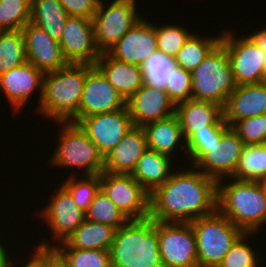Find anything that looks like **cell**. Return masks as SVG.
<instances>
[{
  "label": "cell",
  "instance_id": "cell-13",
  "mask_svg": "<svg viewBox=\"0 0 266 267\" xmlns=\"http://www.w3.org/2000/svg\"><path fill=\"white\" fill-rule=\"evenodd\" d=\"M123 108H126L124 97L95 65L87 64L86 81L77 112V122L88 116L110 113Z\"/></svg>",
  "mask_w": 266,
  "mask_h": 267
},
{
  "label": "cell",
  "instance_id": "cell-16",
  "mask_svg": "<svg viewBox=\"0 0 266 267\" xmlns=\"http://www.w3.org/2000/svg\"><path fill=\"white\" fill-rule=\"evenodd\" d=\"M243 141L230 127L218 143L208 147V152L194 165L206 176L219 181L232 178L239 163Z\"/></svg>",
  "mask_w": 266,
  "mask_h": 267
},
{
  "label": "cell",
  "instance_id": "cell-34",
  "mask_svg": "<svg viewBox=\"0 0 266 267\" xmlns=\"http://www.w3.org/2000/svg\"><path fill=\"white\" fill-rule=\"evenodd\" d=\"M68 177L62 186L71 194L74 203L86 213L100 189V177L99 175L83 176L81 179L74 173Z\"/></svg>",
  "mask_w": 266,
  "mask_h": 267
},
{
  "label": "cell",
  "instance_id": "cell-47",
  "mask_svg": "<svg viewBox=\"0 0 266 267\" xmlns=\"http://www.w3.org/2000/svg\"><path fill=\"white\" fill-rule=\"evenodd\" d=\"M258 183H259L260 186L262 187L263 192H264V195L266 196V177L260 179V180L258 181Z\"/></svg>",
  "mask_w": 266,
  "mask_h": 267
},
{
  "label": "cell",
  "instance_id": "cell-4",
  "mask_svg": "<svg viewBox=\"0 0 266 267\" xmlns=\"http://www.w3.org/2000/svg\"><path fill=\"white\" fill-rule=\"evenodd\" d=\"M109 252L112 267H162L158 222L129 220L116 230Z\"/></svg>",
  "mask_w": 266,
  "mask_h": 267
},
{
  "label": "cell",
  "instance_id": "cell-8",
  "mask_svg": "<svg viewBox=\"0 0 266 267\" xmlns=\"http://www.w3.org/2000/svg\"><path fill=\"white\" fill-rule=\"evenodd\" d=\"M142 17L136 0H113L110 4L101 0L92 19L99 52L110 50Z\"/></svg>",
  "mask_w": 266,
  "mask_h": 267
},
{
  "label": "cell",
  "instance_id": "cell-31",
  "mask_svg": "<svg viewBox=\"0 0 266 267\" xmlns=\"http://www.w3.org/2000/svg\"><path fill=\"white\" fill-rule=\"evenodd\" d=\"M266 177V144L244 145L232 177L240 181H259Z\"/></svg>",
  "mask_w": 266,
  "mask_h": 267
},
{
  "label": "cell",
  "instance_id": "cell-42",
  "mask_svg": "<svg viewBox=\"0 0 266 267\" xmlns=\"http://www.w3.org/2000/svg\"><path fill=\"white\" fill-rule=\"evenodd\" d=\"M69 16L85 17L92 20L101 0H59Z\"/></svg>",
  "mask_w": 266,
  "mask_h": 267
},
{
  "label": "cell",
  "instance_id": "cell-3",
  "mask_svg": "<svg viewBox=\"0 0 266 267\" xmlns=\"http://www.w3.org/2000/svg\"><path fill=\"white\" fill-rule=\"evenodd\" d=\"M227 179L228 183L225 178L217 181V210L244 233L258 232L266 224L262 187L258 181Z\"/></svg>",
  "mask_w": 266,
  "mask_h": 267
},
{
  "label": "cell",
  "instance_id": "cell-32",
  "mask_svg": "<svg viewBox=\"0 0 266 267\" xmlns=\"http://www.w3.org/2000/svg\"><path fill=\"white\" fill-rule=\"evenodd\" d=\"M26 61L22 31H3L0 35V75Z\"/></svg>",
  "mask_w": 266,
  "mask_h": 267
},
{
  "label": "cell",
  "instance_id": "cell-12",
  "mask_svg": "<svg viewBox=\"0 0 266 267\" xmlns=\"http://www.w3.org/2000/svg\"><path fill=\"white\" fill-rule=\"evenodd\" d=\"M54 192L45 208L41 209V219L49 226L52 233V242L42 241L37 245L40 248H53L65 241L86 219L83 212L73 201L71 194L61 185ZM53 245H51V244Z\"/></svg>",
  "mask_w": 266,
  "mask_h": 267
},
{
  "label": "cell",
  "instance_id": "cell-5",
  "mask_svg": "<svg viewBox=\"0 0 266 267\" xmlns=\"http://www.w3.org/2000/svg\"><path fill=\"white\" fill-rule=\"evenodd\" d=\"M192 99L216 103L224 108L237 88L231 62L220 42L192 72Z\"/></svg>",
  "mask_w": 266,
  "mask_h": 267
},
{
  "label": "cell",
  "instance_id": "cell-14",
  "mask_svg": "<svg viewBox=\"0 0 266 267\" xmlns=\"http://www.w3.org/2000/svg\"><path fill=\"white\" fill-rule=\"evenodd\" d=\"M63 30L59 44L68 64L95 65L101 53L95 43L93 21L69 16Z\"/></svg>",
  "mask_w": 266,
  "mask_h": 267
},
{
  "label": "cell",
  "instance_id": "cell-19",
  "mask_svg": "<svg viewBox=\"0 0 266 267\" xmlns=\"http://www.w3.org/2000/svg\"><path fill=\"white\" fill-rule=\"evenodd\" d=\"M44 73L35 68L28 61L0 75V92L3 91L10 103L11 109L16 112L34 94L36 89L39 91L37 107L42 97Z\"/></svg>",
  "mask_w": 266,
  "mask_h": 267
},
{
  "label": "cell",
  "instance_id": "cell-41",
  "mask_svg": "<svg viewBox=\"0 0 266 267\" xmlns=\"http://www.w3.org/2000/svg\"><path fill=\"white\" fill-rule=\"evenodd\" d=\"M166 92L175 105L192 99L191 71L180 66L172 71L171 82L167 84Z\"/></svg>",
  "mask_w": 266,
  "mask_h": 267
},
{
  "label": "cell",
  "instance_id": "cell-9",
  "mask_svg": "<svg viewBox=\"0 0 266 267\" xmlns=\"http://www.w3.org/2000/svg\"><path fill=\"white\" fill-rule=\"evenodd\" d=\"M221 43L228 53L237 85L265 82V53L248 34L236 38L232 31L223 30Z\"/></svg>",
  "mask_w": 266,
  "mask_h": 267
},
{
  "label": "cell",
  "instance_id": "cell-35",
  "mask_svg": "<svg viewBox=\"0 0 266 267\" xmlns=\"http://www.w3.org/2000/svg\"><path fill=\"white\" fill-rule=\"evenodd\" d=\"M31 19V0H0V29L21 30Z\"/></svg>",
  "mask_w": 266,
  "mask_h": 267
},
{
  "label": "cell",
  "instance_id": "cell-6",
  "mask_svg": "<svg viewBox=\"0 0 266 267\" xmlns=\"http://www.w3.org/2000/svg\"><path fill=\"white\" fill-rule=\"evenodd\" d=\"M61 127L56 149L50 158L52 166L83 170L82 176L100 175L105 158L77 123L57 122Z\"/></svg>",
  "mask_w": 266,
  "mask_h": 267
},
{
  "label": "cell",
  "instance_id": "cell-11",
  "mask_svg": "<svg viewBox=\"0 0 266 267\" xmlns=\"http://www.w3.org/2000/svg\"><path fill=\"white\" fill-rule=\"evenodd\" d=\"M158 246L162 267H199L190 223L158 222Z\"/></svg>",
  "mask_w": 266,
  "mask_h": 267
},
{
  "label": "cell",
  "instance_id": "cell-10",
  "mask_svg": "<svg viewBox=\"0 0 266 267\" xmlns=\"http://www.w3.org/2000/svg\"><path fill=\"white\" fill-rule=\"evenodd\" d=\"M100 188L129 220L149 217L150 194L131 174H115L103 171Z\"/></svg>",
  "mask_w": 266,
  "mask_h": 267
},
{
  "label": "cell",
  "instance_id": "cell-22",
  "mask_svg": "<svg viewBox=\"0 0 266 267\" xmlns=\"http://www.w3.org/2000/svg\"><path fill=\"white\" fill-rule=\"evenodd\" d=\"M177 115L185 140L207 126H229L224 121L223 107L208 101L190 99L176 105Z\"/></svg>",
  "mask_w": 266,
  "mask_h": 267
},
{
  "label": "cell",
  "instance_id": "cell-24",
  "mask_svg": "<svg viewBox=\"0 0 266 267\" xmlns=\"http://www.w3.org/2000/svg\"><path fill=\"white\" fill-rule=\"evenodd\" d=\"M95 66L126 101L143 85L140 66L113 59L107 53H101Z\"/></svg>",
  "mask_w": 266,
  "mask_h": 267
},
{
  "label": "cell",
  "instance_id": "cell-30",
  "mask_svg": "<svg viewBox=\"0 0 266 267\" xmlns=\"http://www.w3.org/2000/svg\"><path fill=\"white\" fill-rule=\"evenodd\" d=\"M219 35L202 38L199 34L193 33L175 57L176 64L192 72L221 42V34Z\"/></svg>",
  "mask_w": 266,
  "mask_h": 267
},
{
  "label": "cell",
  "instance_id": "cell-36",
  "mask_svg": "<svg viewBox=\"0 0 266 267\" xmlns=\"http://www.w3.org/2000/svg\"><path fill=\"white\" fill-rule=\"evenodd\" d=\"M69 267H112L110 252L81 250L72 247H53Z\"/></svg>",
  "mask_w": 266,
  "mask_h": 267
},
{
  "label": "cell",
  "instance_id": "cell-29",
  "mask_svg": "<svg viewBox=\"0 0 266 267\" xmlns=\"http://www.w3.org/2000/svg\"><path fill=\"white\" fill-rule=\"evenodd\" d=\"M140 67L143 84L166 91L167 84L171 82L172 71L176 70L178 65L174 57L157 50Z\"/></svg>",
  "mask_w": 266,
  "mask_h": 267
},
{
  "label": "cell",
  "instance_id": "cell-45",
  "mask_svg": "<svg viewBox=\"0 0 266 267\" xmlns=\"http://www.w3.org/2000/svg\"><path fill=\"white\" fill-rule=\"evenodd\" d=\"M47 267H69V266L53 248H47Z\"/></svg>",
  "mask_w": 266,
  "mask_h": 267
},
{
  "label": "cell",
  "instance_id": "cell-18",
  "mask_svg": "<svg viewBox=\"0 0 266 267\" xmlns=\"http://www.w3.org/2000/svg\"><path fill=\"white\" fill-rule=\"evenodd\" d=\"M26 59L43 73L56 71L68 65L60 44L52 39L42 28L27 23L22 29Z\"/></svg>",
  "mask_w": 266,
  "mask_h": 267
},
{
  "label": "cell",
  "instance_id": "cell-25",
  "mask_svg": "<svg viewBox=\"0 0 266 267\" xmlns=\"http://www.w3.org/2000/svg\"><path fill=\"white\" fill-rule=\"evenodd\" d=\"M142 128L146 134L147 146L149 149L173 157L177 154V146L179 145L180 147L182 145L181 143H183L180 149L183 148L182 150H184V154H186L184 158L185 160L187 159L186 140L176 114L166 119L147 123Z\"/></svg>",
  "mask_w": 266,
  "mask_h": 267
},
{
  "label": "cell",
  "instance_id": "cell-7",
  "mask_svg": "<svg viewBox=\"0 0 266 267\" xmlns=\"http://www.w3.org/2000/svg\"><path fill=\"white\" fill-rule=\"evenodd\" d=\"M197 244L199 267H218L244 233L218 210L190 222Z\"/></svg>",
  "mask_w": 266,
  "mask_h": 267
},
{
  "label": "cell",
  "instance_id": "cell-15",
  "mask_svg": "<svg viewBox=\"0 0 266 267\" xmlns=\"http://www.w3.org/2000/svg\"><path fill=\"white\" fill-rule=\"evenodd\" d=\"M77 124L97 146L104 158L133 127L127 107L82 118Z\"/></svg>",
  "mask_w": 266,
  "mask_h": 267
},
{
  "label": "cell",
  "instance_id": "cell-26",
  "mask_svg": "<svg viewBox=\"0 0 266 267\" xmlns=\"http://www.w3.org/2000/svg\"><path fill=\"white\" fill-rule=\"evenodd\" d=\"M172 158L148 148L139 158L131 176L151 194L173 173Z\"/></svg>",
  "mask_w": 266,
  "mask_h": 267
},
{
  "label": "cell",
  "instance_id": "cell-37",
  "mask_svg": "<svg viewBox=\"0 0 266 267\" xmlns=\"http://www.w3.org/2000/svg\"><path fill=\"white\" fill-rule=\"evenodd\" d=\"M230 126H207V130L195 132L187 141V160L193 166L208 152V147L218 143ZM190 158V159H189Z\"/></svg>",
  "mask_w": 266,
  "mask_h": 267
},
{
  "label": "cell",
  "instance_id": "cell-20",
  "mask_svg": "<svg viewBox=\"0 0 266 267\" xmlns=\"http://www.w3.org/2000/svg\"><path fill=\"white\" fill-rule=\"evenodd\" d=\"M133 126L166 119L175 114L176 105L166 91L143 84L127 101Z\"/></svg>",
  "mask_w": 266,
  "mask_h": 267
},
{
  "label": "cell",
  "instance_id": "cell-40",
  "mask_svg": "<svg viewBox=\"0 0 266 267\" xmlns=\"http://www.w3.org/2000/svg\"><path fill=\"white\" fill-rule=\"evenodd\" d=\"M232 128L244 145L266 144V114L239 120Z\"/></svg>",
  "mask_w": 266,
  "mask_h": 267
},
{
  "label": "cell",
  "instance_id": "cell-28",
  "mask_svg": "<svg viewBox=\"0 0 266 267\" xmlns=\"http://www.w3.org/2000/svg\"><path fill=\"white\" fill-rule=\"evenodd\" d=\"M68 17L69 15L59 0H31L30 22L42 28L58 42Z\"/></svg>",
  "mask_w": 266,
  "mask_h": 267
},
{
  "label": "cell",
  "instance_id": "cell-1",
  "mask_svg": "<svg viewBox=\"0 0 266 267\" xmlns=\"http://www.w3.org/2000/svg\"><path fill=\"white\" fill-rule=\"evenodd\" d=\"M216 210L217 181L193 165L188 170L174 169L150 194L149 218L157 222L190 223Z\"/></svg>",
  "mask_w": 266,
  "mask_h": 267
},
{
  "label": "cell",
  "instance_id": "cell-38",
  "mask_svg": "<svg viewBox=\"0 0 266 267\" xmlns=\"http://www.w3.org/2000/svg\"><path fill=\"white\" fill-rule=\"evenodd\" d=\"M158 51L176 57L185 42L193 34L181 25H155Z\"/></svg>",
  "mask_w": 266,
  "mask_h": 267
},
{
  "label": "cell",
  "instance_id": "cell-2",
  "mask_svg": "<svg viewBox=\"0 0 266 267\" xmlns=\"http://www.w3.org/2000/svg\"><path fill=\"white\" fill-rule=\"evenodd\" d=\"M87 75V64H68L44 73L38 114L55 122L77 123V112Z\"/></svg>",
  "mask_w": 266,
  "mask_h": 267
},
{
  "label": "cell",
  "instance_id": "cell-23",
  "mask_svg": "<svg viewBox=\"0 0 266 267\" xmlns=\"http://www.w3.org/2000/svg\"><path fill=\"white\" fill-rule=\"evenodd\" d=\"M147 149L144 129L133 126L105 157L104 171L115 174H132L139 158Z\"/></svg>",
  "mask_w": 266,
  "mask_h": 267
},
{
  "label": "cell",
  "instance_id": "cell-39",
  "mask_svg": "<svg viewBox=\"0 0 266 267\" xmlns=\"http://www.w3.org/2000/svg\"><path fill=\"white\" fill-rule=\"evenodd\" d=\"M250 235L252 236L254 233H243L232 245L218 267H260L262 261L258 256L259 253H256L257 250L253 249L249 243H246Z\"/></svg>",
  "mask_w": 266,
  "mask_h": 267
},
{
  "label": "cell",
  "instance_id": "cell-33",
  "mask_svg": "<svg viewBox=\"0 0 266 267\" xmlns=\"http://www.w3.org/2000/svg\"><path fill=\"white\" fill-rule=\"evenodd\" d=\"M86 220L106 224L116 230L129 221L101 188L95 194L94 199L86 212Z\"/></svg>",
  "mask_w": 266,
  "mask_h": 267
},
{
  "label": "cell",
  "instance_id": "cell-46",
  "mask_svg": "<svg viewBox=\"0 0 266 267\" xmlns=\"http://www.w3.org/2000/svg\"><path fill=\"white\" fill-rule=\"evenodd\" d=\"M1 240L2 239L0 238V267H6L7 257H8V255H11V254H9L10 250L6 249L8 247L4 246V244ZM7 251H9V252L7 253Z\"/></svg>",
  "mask_w": 266,
  "mask_h": 267
},
{
  "label": "cell",
  "instance_id": "cell-17",
  "mask_svg": "<svg viewBox=\"0 0 266 267\" xmlns=\"http://www.w3.org/2000/svg\"><path fill=\"white\" fill-rule=\"evenodd\" d=\"M157 50L155 24L142 17L106 53L113 59L141 66Z\"/></svg>",
  "mask_w": 266,
  "mask_h": 267
},
{
  "label": "cell",
  "instance_id": "cell-43",
  "mask_svg": "<svg viewBox=\"0 0 266 267\" xmlns=\"http://www.w3.org/2000/svg\"><path fill=\"white\" fill-rule=\"evenodd\" d=\"M33 252V254H29L31 255V258L29 256V260H26L24 262L25 265L23 263L22 267H47V248H40L36 246L35 250L33 249ZM9 258L10 257L8 255L6 267L17 266L15 265V262Z\"/></svg>",
  "mask_w": 266,
  "mask_h": 267
},
{
  "label": "cell",
  "instance_id": "cell-21",
  "mask_svg": "<svg viewBox=\"0 0 266 267\" xmlns=\"http://www.w3.org/2000/svg\"><path fill=\"white\" fill-rule=\"evenodd\" d=\"M223 112L230 127L239 120L266 114V82L238 85L229 95Z\"/></svg>",
  "mask_w": 266,
  "mask_h": 267
},
{
  "label": "cell",
  "instance_id": "cell-44",
  "mask_svg": "<svg viewBox=\"0 0 266 267\" xmlns=\"http://www.w3.org/2000/svg\"><path fill=\"white\" fill-rule=\"evenodd\" d=\"M254 42L261 48V50L265 53V62H264V71H265V82H266V27L257 32L255 31L253 34H248Z\"/></svg>",
  "mask_w": 266,
  "mask_h": 267
},
{
  "label": "cell",
  "instance_id": "cell-27",
  "mask_svg": "<svg viewBox=\"0 0 266 267\" xmlns=\"http://www.w3.org/2000/svg\"><path fill=\"white\" fill-rule=\"evenodd\" d=\"M116 229L86 220L63 242L54 247H72L81 250L109 251Z\"/></svg>",
  "mask_w": 266,
  "mask_h": 267
}]
</instances>
